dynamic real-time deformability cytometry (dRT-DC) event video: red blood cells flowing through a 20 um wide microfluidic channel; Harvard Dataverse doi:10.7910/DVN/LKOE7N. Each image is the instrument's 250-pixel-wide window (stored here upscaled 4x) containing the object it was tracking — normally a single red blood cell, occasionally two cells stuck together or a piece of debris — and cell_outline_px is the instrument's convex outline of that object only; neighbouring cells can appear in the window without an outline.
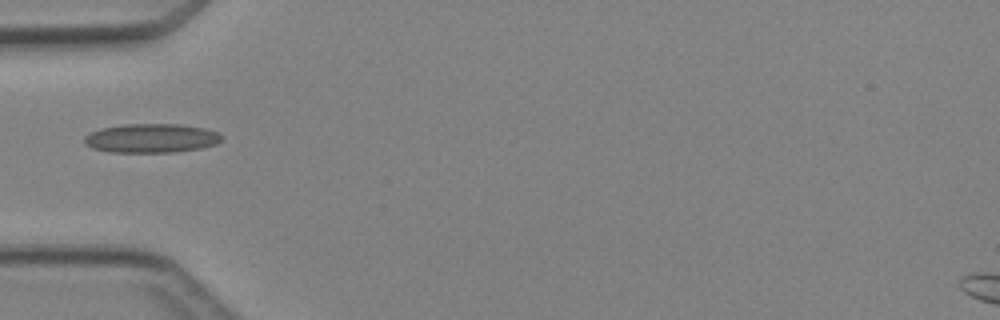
{"species": "Egyptian fruit bat (a non-hibernating species)", "species_latin": "Rousettus aegyptiacus", "temperature_condition": "cold", "stored_images_in_passage": 6, "camera_frame_rate_fps": 3000, "um_per_image_px": 0.085, "animal": {"sex": "female"}, "frame": {"image": 1, "passage_image": 5, "time_ms": 4.667, "image_size_px": [1000, 320], "cell_outline_px": [[224, 136], [216, 144], [200, 148], [172, 152], [108, 152], [92, 148], [84, 144], [84, 136], [100, 128], [124, 124], [180, 124], [204, 128], [216, 132]], "centroid_in_image_um": [12.83, 11.74], "position_along_channel_um": 72.2, "area_um2": 23.24}}
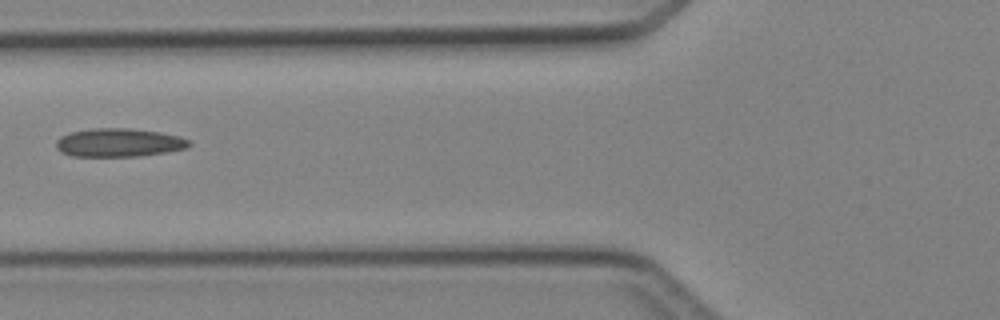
{"frame": {"image": 2, "passage_image": 6, "time_ms": 5.667, "image_size_px": [1000, 320], "cell_outline_px": [[192, 144], [188, 148], [140, 156], [72, 156], [60, 152], [56, 148], [56, 140], [60, 136], [72, 132], [92, 128], [128, 128], [160, 132], [180, 136], [188, 140]], "centroid_in_image_um": [10.1, 12.12], "position_along_channel_um": 115.7, "area_um2": 22.08}}